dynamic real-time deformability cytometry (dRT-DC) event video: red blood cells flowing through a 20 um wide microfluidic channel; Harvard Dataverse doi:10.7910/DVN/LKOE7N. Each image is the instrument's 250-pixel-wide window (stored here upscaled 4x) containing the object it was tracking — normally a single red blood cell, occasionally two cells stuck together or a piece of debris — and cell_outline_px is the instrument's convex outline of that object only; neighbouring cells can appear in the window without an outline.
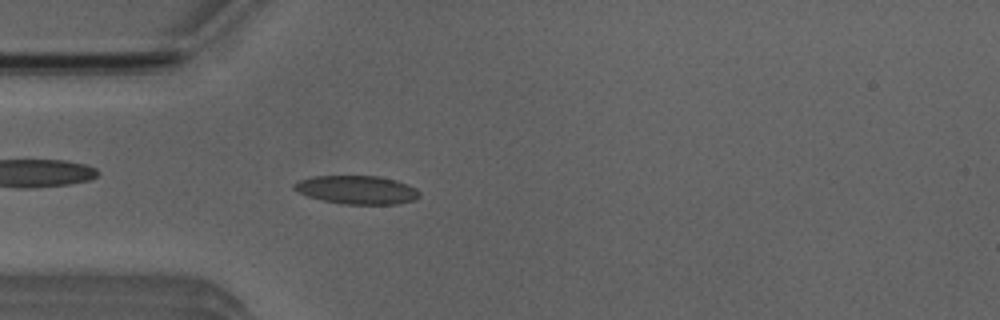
{"species": "Egyptian fruit bat (a non-hibernating species)", "species_latin": "Rousettus aegyptiacus", "temperature_condition": "room temperature", "stored_images_in_passage": 14, "camera_frame_rate_fps": 3000, "um_per_image_px": 0.085, "animal": {"sex": "male"}, "frame": {"image": 1, "passage_image": 3, "time_ms": 0.667, "image_size_px": [1000, 320], "cell_outline_px": [[420, 196], [416, 200], [400, 204], [344, 204], [324, 200], [308, 196], [292, 188], [292, 184], [300, 180], [312, 176], [376, 176], [396, 180], [408, 184], [416, 188], [420, 192]], "centroid_in_image_um": [30.38, 16.14], "position_along_channel_um": 54.6, "area_um2": 20.81}}